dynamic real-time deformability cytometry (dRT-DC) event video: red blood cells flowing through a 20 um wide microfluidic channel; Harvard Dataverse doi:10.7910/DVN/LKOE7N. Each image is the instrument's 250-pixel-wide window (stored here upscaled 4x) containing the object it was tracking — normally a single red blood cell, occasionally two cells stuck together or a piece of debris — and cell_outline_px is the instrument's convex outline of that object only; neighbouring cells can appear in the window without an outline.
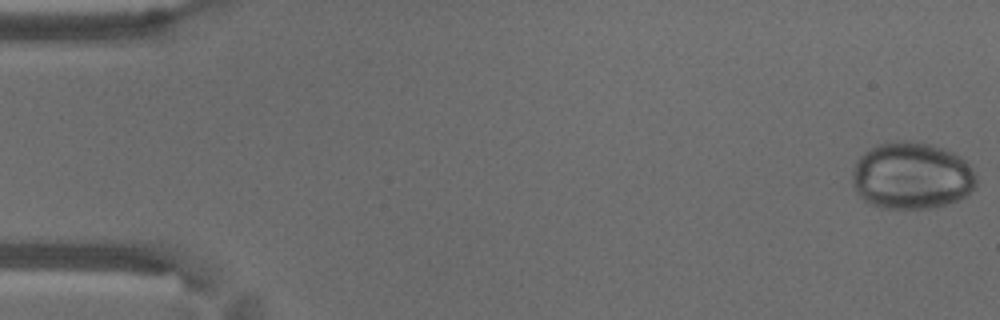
{"species": "common noctule bat (a hibernating species)", "species_latin": "Nyctalus noctula", "temperature_condition": "warm", "stored_images_in_passage": 56, "camera_frame_rate_fps": 3000, "um_per_image_px": 0.085, "animal": {"sex": "male", "body_mass_g": 18.8}, "frame": {"image": 1, "passage_image": 1, "time_ms": 0.0, "image_size_px": [1000, 320], "cell_outline_px": [[976, 188], [964, 196], [956, 200], [944, 204], [928, 208], [880, 208], [864, 200], [856, 192], [852, 184], [852, 172], [856, 160], [864, 152], [880, 144], [900, 140], [904, 140], [928, 144], [944, 148], [960, 156], [972, 168], [976, 176]], "centroid_in_image_um": [77.48, 14.94], "position_along_channel_um": 7.5, "area_um2": 48.32}}
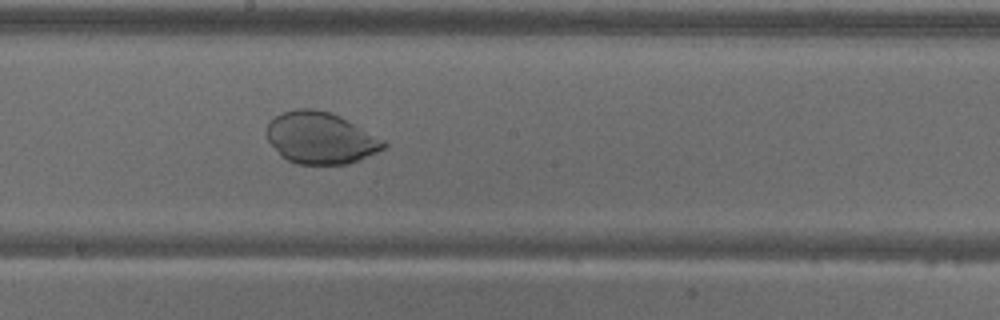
{"frame": {"image": 2, "passage_image": 31, "time_ms": 10.0, "image_size_px": [1000, 320], "cell_outline_px": [[388, 144], [384, 148], [360, 160], [348, 164], [296, 164], [280, 156], [268, 140], [268, 124], [276, 116], [284, 112], [296, 108], [312, 108], [328, 112], [340, 116], [384, 140]], "centroid_in_image_um": [27.25, 11.74], "position_along_channel_um": 221.0, "area_um2": 34.97}}
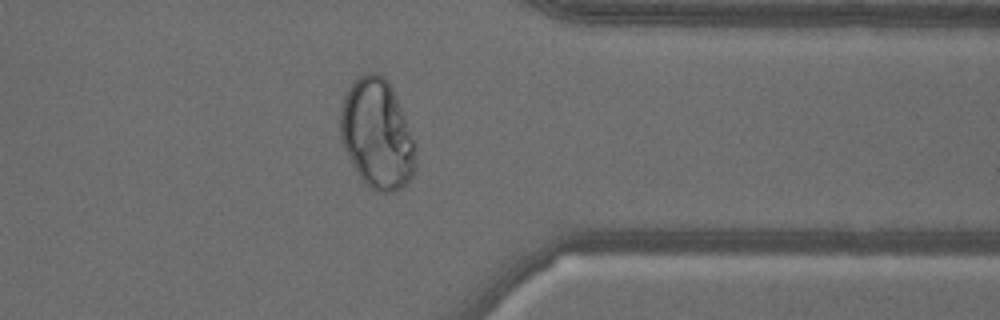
{"frame": {"image": 3, "passage_image": 45, "time_ms": 14.667, "image_size_px": [1000, 320], "cell_outline_px": [[416, 168], [412, 176], [404, 188], [392, 192], [380, 192], [372, 188], [356, 172], [344, 148], [340, 136], [340, 112], [344, 96], [348, 88], [360, 76], [368, 72], [376, 72], [384, 76], [388, 80], [392, 88], [416, 144]], "centroid_in_image_um": [32.07, 11.4], "position_along_channel_um": 379.3, "area_um2": 48.09}}